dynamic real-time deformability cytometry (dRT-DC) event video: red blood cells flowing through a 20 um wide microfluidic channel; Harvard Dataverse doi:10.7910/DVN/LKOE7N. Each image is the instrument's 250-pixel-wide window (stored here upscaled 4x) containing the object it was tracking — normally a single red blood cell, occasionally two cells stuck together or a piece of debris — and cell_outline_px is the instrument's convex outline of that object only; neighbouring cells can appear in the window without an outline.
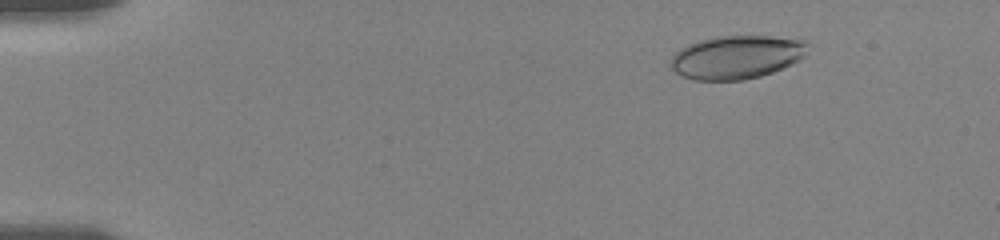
{"species": "human", "species_latin": "Homo sapiens", "temperature_condition": "room temperature", "stored_images_in_passage": 51, "camera_frame_rate_fps": 3000, "um_per_image_px": 0.085, "donor": {"sex": "female"}, "frame": {"image": 1, "passage_image": 6, "time_ms": 2.0, "image_size_px": [1000, 240], "cell_outline_px": [[808, 44], [804, 56], [800, 60], [792, 64], [772, 72], [760, 76], [744, 80], [692, 80], [680, 76], [668, 64], [672, 56], [680, 48], [688, 44], [700, 40], [716, 36], [772, 36], [800, 40]], "centroid_in_image_um": [62.56, 4.86], "position_along_channel_um": 22.4, "area_um2": 34.74}}
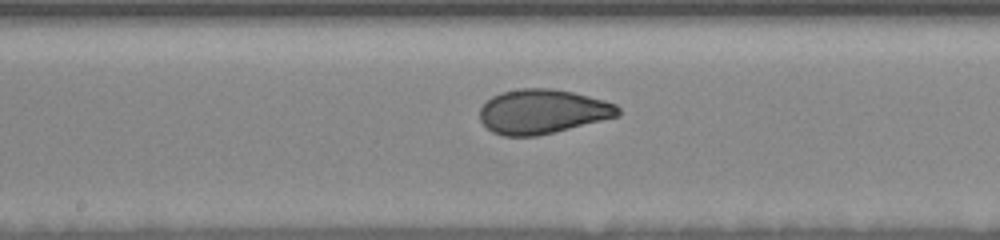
{"frame": {"image": 2, "passage_image": 28, "time_ms": 9.667, "image_size_px": [1000, 240], "cell_outline_px": [[620, 116], [536, 136], [504, 136], [492, 132], [480, 120], [480, 108], [492, 96], [500, 92], [520, 88], [552, 88], [572, 92], [604, 100], [616, 104], [620, 108]], "centroid_in_image_um": [46.11, 9.47], "position_along_channel_um": 202.1, "area_um2": 35.72}}
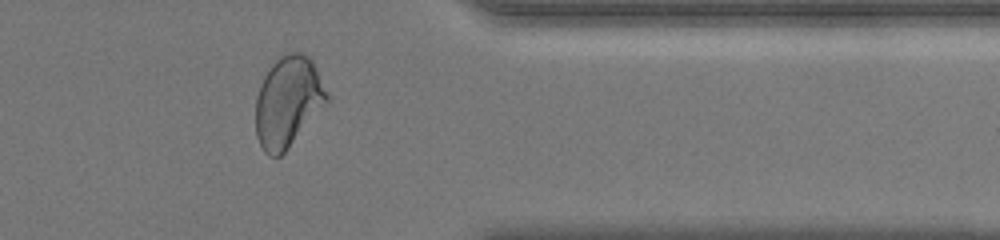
{"frame": {"image": 3, "passage_image": 43, "time_ms": 15.0, "image_size_px": [1000, 240], "cell_outline_px": [[328, 104], [288, 148], [280, 156], [268, 156], [264, 152], [256, 136], [256, 96], [260, 84], [264, 76], [272, 64], [284, 52], [300, 52], [308, 56], [312, 60], [328, 92]], "centroid_in_image_um": [24.49, 8.65], "position_along_channel_um": 386.9, "area_um2": 37.92}, "authors_computed_cell_mechanics": {"area_um2": 36.0672, "velocity_mm_per_s": 3.6341, "shape_relaxation_time_tau1_ms": 4.6836, "shape_relaxation_time_tau2_ms": 0.8653, "deformation_change_tau1": 0.1664, "deformation_change_tau2": 0.0601}}